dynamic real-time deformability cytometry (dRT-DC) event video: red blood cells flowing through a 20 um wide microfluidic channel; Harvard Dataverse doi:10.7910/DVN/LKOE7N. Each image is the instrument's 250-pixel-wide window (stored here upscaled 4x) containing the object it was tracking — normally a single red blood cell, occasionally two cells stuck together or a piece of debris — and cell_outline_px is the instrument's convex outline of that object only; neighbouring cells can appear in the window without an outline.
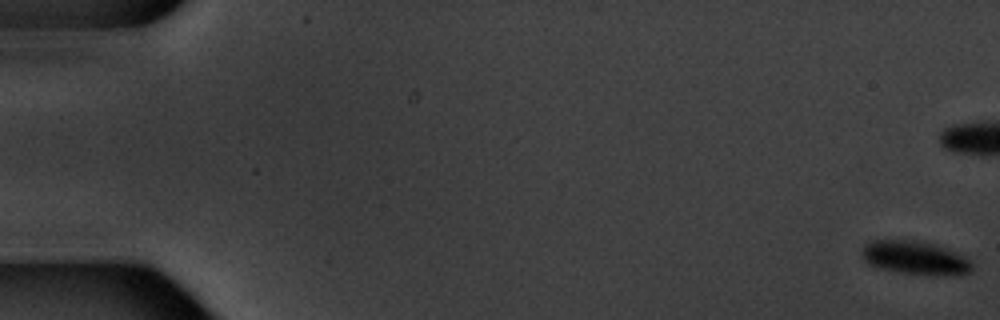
{"species": "common noctule bat (a hibernating species)", "species_latin": "Nyctalus noctula", "temperature_condition": "warm", "stored_images_in_passage": 18, "camera_frame_rate_fps": 3000, "um_per_image_px": 0.085, "animal": {"sex": "male", "body_mass_g": 20.1, "forearm_length_mm": 53.5}, "frame": {"image": 1, "passage_image": 1, "time_ms": 0.0, "image_size_px": [1000, 320], "cell_outline_px": [[972, 268], [968, 272], [952, 276], [940, 276], [900, 272], [880, 268], [868, 264], [860, 256], [864, 244], [868, 240], [916, 240], [932, 244], [956, 252], [972, 260]], "centroid_in_image_um": [77.76, 21.92], "position_along_channel_um": 7.2, "area_um2": 21.68}, "authors_computed_cell_mechanics": {"area_um2": 24.7962, "velocity_mm_per_s": 3.4134, "shape_relaxation_time_tau1_ms": 2.4156, "shape_relaxation_time_tau2_ms": null, "deformation_change_tau1": 0.1159, "deformation_change_tau2": null}}